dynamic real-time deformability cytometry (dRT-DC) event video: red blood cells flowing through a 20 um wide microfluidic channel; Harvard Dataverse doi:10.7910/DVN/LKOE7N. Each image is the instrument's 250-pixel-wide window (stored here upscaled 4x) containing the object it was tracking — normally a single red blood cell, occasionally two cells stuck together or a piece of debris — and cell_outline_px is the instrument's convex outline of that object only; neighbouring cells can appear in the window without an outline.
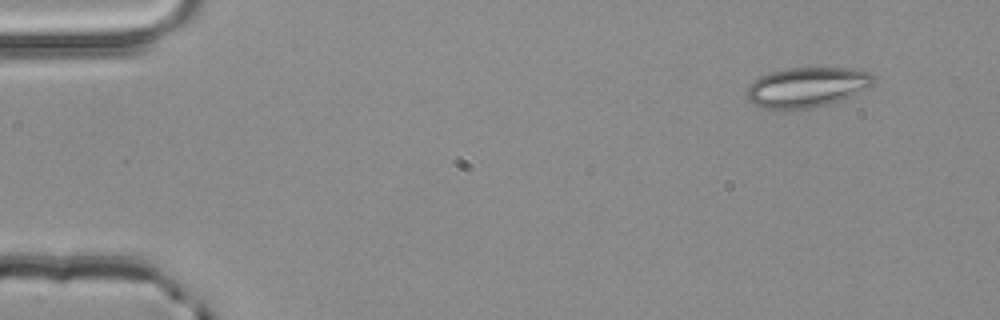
{"species": "common noctule bat (a hibernating species)", "species_latin": "Nyctalus noctula", "temperature_condition": "room temperature", "stored_images_in_passage": 4, "segment_of_instrument_passage": [1, 2], "camera_frame_rate_fps": 3000, "um_per_image_px": 0.085, "animal": {"sex": "male", "body_mass_g": 20.4}, "frame": {"image": 1, "passage_image": 1, "time_ms": 0.0, "image_size_px": [1000, 320], "cell_outline_px": [[876, 80], [868, 88], [840, 100], [828, 104], [812, 108], [784, 112], [776, 112], [764, 108], [748, 100], [744, 92], [748, 84], [752, 80], [760, 76], [772, 72], [788, 68], [848, 68], [872, 72]], "centroid_in_image_um": [68.53, 7.45], "position_along_channel_um": 16.5, "area_um2": 30.29}}